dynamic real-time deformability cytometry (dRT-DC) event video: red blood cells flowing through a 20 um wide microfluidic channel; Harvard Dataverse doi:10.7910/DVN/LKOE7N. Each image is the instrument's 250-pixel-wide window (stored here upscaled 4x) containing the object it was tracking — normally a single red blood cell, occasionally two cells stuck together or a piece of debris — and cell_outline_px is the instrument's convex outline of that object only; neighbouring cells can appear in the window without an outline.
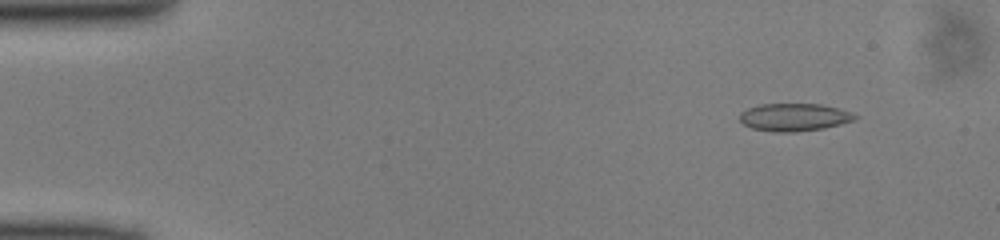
{"species": "common noctule bat (a hibernating species)", "species_latin": "Nyctalus noctula", "temperature_condition": "cold", "stored_images_in_passage": 49, "camera_frame_rate_fps": 3000, "um_per_image_px": 0.085, "animal": {"sex": "male", "body_mass_g": 13.0, "forearm_length_mm": 53.1}, "frame": {"image": 1, "passage_image": 5, "time_ms": 1.333, "image_size_px": [1000, 240], "cell_outline_px": [[860, 116], [856, 120], [824, 128], [796, 132], [772, 132], [752, 128], [744, 124], [740, 120], [740, 112], [748, 108], [760, 104], [820, 104], [852, 112]], "centroid_in_image_um": [67.53, 9.97], "position_along_channel_um": 17.5, "area_um2": 18.67}}
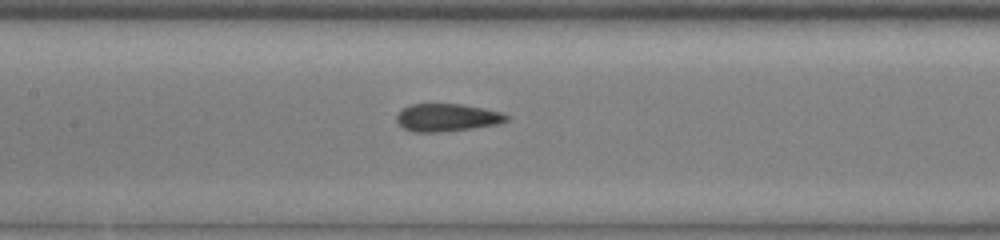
{"frame": {"image": 2, "passage_image": 23, "time_ms": 7.333, "image_size_px": [1000, 240], "cell_outline_px": [[508, 120], [496, 124], [472, 128], [436, 132], [416, 132], [404, 128], [396, 120], [396, 116], [404, 108], [412, 104], [460, 104], [484, 108], [500, 112], [508, 116]], "centroid_in_image_um": [37.99, 9.98], "position_along_channel_um": 169.4, "area_um2": 17.4}}
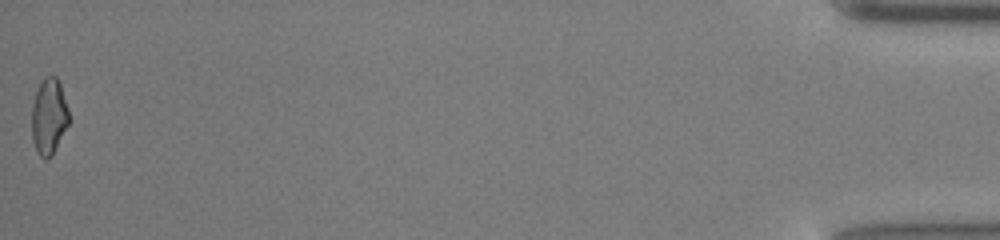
{"frame": {"image": 3, "passage_image": 49, "time_ms": 16.0, "image_size_px": [1000, 240], "cell_outline_px": [[72, 120], [52, 156], [48, 160], [44, 160], [36, 152], [32, 140], [32, 104], [36, 92], [44, 76], [56, 76], [60, 84]], "centroid_in_image_um": [4.18, 9.96], "position_along_channel_um": 431.0, "area_um2": 16.94}}